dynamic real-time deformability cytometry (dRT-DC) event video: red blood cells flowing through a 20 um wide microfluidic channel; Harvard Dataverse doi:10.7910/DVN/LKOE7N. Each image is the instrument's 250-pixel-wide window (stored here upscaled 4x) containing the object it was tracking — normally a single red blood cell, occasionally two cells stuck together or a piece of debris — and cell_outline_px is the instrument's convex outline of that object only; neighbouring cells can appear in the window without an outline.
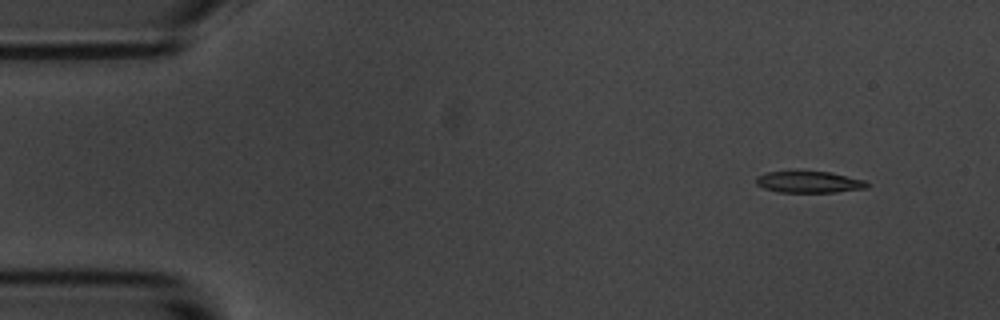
{"species": "common noctule bat (a hibernating species)", "species_latin": "Nyctalus noctula", "temperature_condition": "room temperature", "stored_images_in_passage": 6, "camera_frame_rate_fps": 3000, "um_per_image_px": 0.085, "animal": {"sex": "male", "body_mass_g": 20.1, "forearm_length_mm": 53.5}, "frame": {"image": 1, "passage_image": 2, "time_ms": 1.0, "image_size_px": [1000, 320], "cell_outline_px": [[872, 184], [868, 188], [836, 192], [776, 192], [764, 188], [756, 184], [756, 176], [768, 172], [832, 172], [868, 180]], "centroid_in_image_um": [68.87, 15.48], "position_along_channel_um": 16.1, "area_um2": 14.1}}
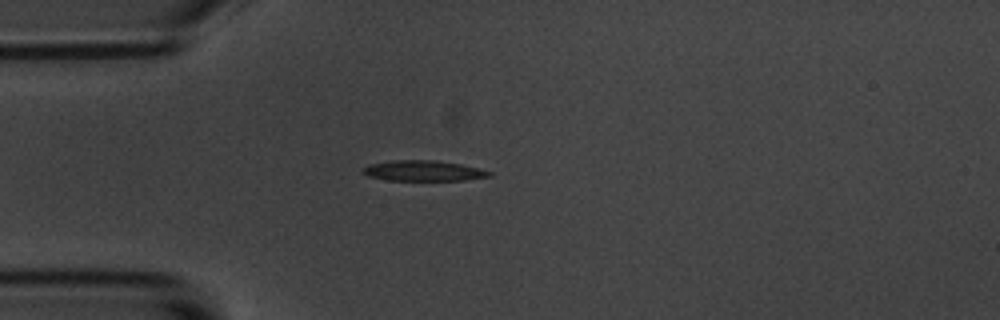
{"frame": {"image": 2, "passage_image": 5, "time_ms": 4.333, "image_size_px": [1000, 320], "cell_outline_px": [[492, 176], [464, 180], [388, 180], [368, 176], [360, 172], [360, 168], [368, 164], [392, 160], [432, 160], [460, 164], [492, 172]], "centroid_in_image_um": [35.9, 14.51], "position_along_channel_um": 49.1, "area_um2": 15.09}}